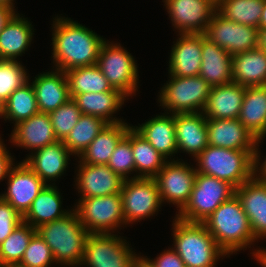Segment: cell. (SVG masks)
<instances>
[{
  "instance_id": "obj_6",
  "label": "cell",
  "mask_w": 266,
  "mask_h": 267,
  "mask_svg": "<svg viewBox=\"0 0 266 267\" xmlns=\"http://www.w3.org/2000/svg\"><path fill=\"white\" fill-rule=\"evenodd\" d=\"M168 81L158 92V103L164 113L181 114L202 112L208 100L211 86L202 77L168 76Z\"/></svg>"
},
{
  "instance_id": "obj_18",
  "label": "cell",
  "mask_w": 266,
  "mask_h": 267,
  "mask_svg": "<svg viewBox=\"0 0 266 267\" xmlns=\"http://www.w3.org/2000/svg\"><path fill=\"white\" fill-rule=\"evenodd\" d=\"M9 137L8 141L14 147L30 150L29 154L59 141L56 138L49 114L44 112H38L16 124Z\"/></svg>"
},
{
  "instance_id": "obj_17",
  "label": "cell",
  "mask_w": 266,
  "mask_h": 267,
  "mask_svg": "<svg viewBox=\"0 0 266 267\" xmlns=\"http://www.w3.org/2000/svg\"><path fill=\"white\" fill-rule=\"evenodd\" d=\"M71 156L74 155L64 145L63 141H57L28 154L22 161L46 185H56L55 181L57 182L64 173L66 174Z\"/></svg>"
},
{
  "instance_id": "obj_25",
  "label": "cell",
  "mask_w": 266,
  "mask_h": 267,
  "mask_svg": "<svg viewBox=\"0 0 266 267\" xmlns=\"http://www.w3.org/2000/svg\"><path fill=\"white\" fill-rule=\"evenodd\" d=\"M34 26L18 12L0 32V60H16L23 56L34 40Z\"/></svg>"
},
{
  "instance_id": "obj_41",
  "label": "cell",
  "mask_w": 266,
  "mask_h": 267,
  "mask_svg": "<svg viewBox=\"0 0 266 267\" xmlns=\"http://www.w3.org/2000/svg\"><path fill=\"white\" fill-rule=\"evenodd\" d=\"M81 115V110L72 98L49 113L56 138L59 141H63L68 136Z\"/></svg>"
},
{
  "instance_id": "obj_2",
  "label": "cell",
  "mask_w": 266,
  "mask_h": 267,
  "mask_svg": "<svg viewBox=\"0 0 266 267\" xmlns=\"http://www.w3.org/2000/svg\"><path fill=\"white\" fill-rule=\"evenodd\" d=\"M203 223L218 246L229 257L252 248L257 242L248 216L236 195L223 202Z\"/></svg>"
},
{
  "instance_id": "obj_48",
  "label": "cell",
  "mask_w": 266,
  "mask_h": 267,
  "mask_svg": "<svg viewBox=\"0 0 266 267\" xmlns=\"http://www.w3.org/2000/svg\"><path fill=\"white\" fill-rule=\"evenodd\" d=\"M251 251H253L250 253V254H252L251 256H253L252 259L254 258L255 260H257V262L262 267H266V248H263V247L259 248L258 247L257 249L254 248V250L252 248Z\"/></svg>"
},
{
  "instance_id": "obj_10",
  "label": "cell",
  "mask_w": 266,
  "mask_h": 267,
  "mask_svg": "<svg viewBox=\"0 0 266 267\" xmlns=\"http://www.w3.org/2000/svg\"><path fill=\"white\" fill-rule=\"evenodd\" d=\"M73 209L88 233L120 234L119 229L127 227L121 194L78 199Z\"/></svg>"
},
{
  "instance_id": "obj_13",
  "label": "cell",
  "mask_w": 266,
  "mask_h": 267,
  "mask_svg": "<svg viewBox=\"0 0 266 267\" xmlns=\"http://www.w3.org/2000/svg\"><path fill=\"white\" fill-rule=\"evenodd\" d=\"M205 37L231 56L259 47V29L227 20L217 11L204 32Z\"/></svg>"
},
{
  "instance_id": "obj_20",
  "label": "cell",
  "mask_w": 266,
  "mask_h": 267,
  "mask_svg": "<svg viewBox=\"0 0 266 267\" xmlns=\"http://www.w3.org/2000/svg\"><path fill=\"white\" fill-rule=\"evenodd\" d=\"M174 123L178 153L194 160L208 146L207 118L203 112L174 114Z\"/></svg>"
},
{
  "instance_id": "obj_44",
  "label": "cell",
  "mask_w": 266,
  "mask_h": 267,
  "mask_svg": "<svg viewBox=\"0 0 266 267\" xmlns=\"http://www.w3.org/2000/svg\"><path fill=\"white\" fill-rule=\"evenodd\" d=\"M140 267H186L183 260L170 246L158 254L156 258H148L142 255L140 258Z\"/></svg>"
},
{
  "instance_id": "obj_12",
  "label": "cell",
  "mask_w": 266,
  "mask_h": 267,
  "mask_svg": "<svg viewBox=\"0 0 266 267\" xmlns=\"http://www.w3.org/2000/svg\"><path fill=\"white\" fill-rule=\"evenodd\" d=\"M183 160L167 161L154 177L162 204L167 202L176 206V214L188 203L197 175L195 166Z\"/></svg>"
},
{
  "instance_id": "obj_11",
  "label": "cell",
  "mask_w": 266,
  "mask_h": 267,
  "mask_svg": "<svg viewBox=\"0 0 266 267\" xmlns=\"http://www.w3.org/2000/svg\"><path fill=\"white\" fill-rule=\"evenodd\" d=\"M120 194L127 226L157 216L163 206L154 178L124 180Z\"/></svg>"
},
{
  "instance_id": "obj_7",
  "label": "cell",
  "mask_w": 266,
  "mask_h": 267,
  "mask_svg": "<svg viewBox=\"0 0 266 267\" xmlns=\"http://www.w3.org/2000/svg\"><path fill=\"white\" fill-rule=\"evenodd\" d=\"M126 239L117 233H89L80 267H140L141 255Z\"/></svg>"
},
{
  "instance_id": "obj_38",
  "label": "cell",
  "mask_w": 266,
  "mask_h": 267,
  "mask_svg": "<svg viewBox=\"0 0 266 267\" xmlns=\"http://www.w3.org/2000/svg\"><path fill=\"white\" fill-rule=\"evenodd\" d=\"M35 234L36 229L30 224L24 221L19 223L13 232L0 243V267L17 266Z\"/></svg>"
},
{
  "instance_id": "obj_22",
  "label": "cell",
  "mask_w": 266,
  "mask_h": 267,
  "mask_svg": "<svg viewBox=\"0 0 266 267\" xmlns=\"http://www.w3.org/2000/svg\"><path fill=\"white\" fill-rule=\"evenodd\" d=\"M39 112L49 114L71 99L65 72L51 69L32 80Z\"/></svg>"
},
{
  "instance_id": "obj_5",
  "label": "cell",
  "mask_w": 266,
  "mask_h": 267,
  "mask_svg": "<svg viewBox=\"0 0 266 267\" xmlns=\"http://www.w3.org/2000/svg\"><path fill=\"white\" fill-rule=\"evenodd\" d=\"M254 151L208 145L195 159L197 173L228 182L235 189L254 176Z\"/></svg>"
},
{
  "instance_id": "obj_43",
  "label": "cell",
  "mask_w": 266,
  "mask_h": 267,
  "mask_svg": "<svg viewBox=\"0 0 266 267\" xmlns=\"http://www.w3.org/2000/svg\"><path fill=\"white\" fill-rule=\"evenodd\" d=\"M22 222L21 215L0 197V243Z\"/></svg>"
},
{
  "instance_id": "obj_37",
  "label": "cell",
  "mask_w": 266,
  "mask_h": 267,
  "mask_svg": "<svg viewBox=\"0 0 266 267\" xmlns=\"http://www.w3.org/2000/svg\"><path fill=\"white\" fill-rule=\"evenodd\" d=\"M107 122L101 118L82 114L78 123L63 140L64 145L77 158L107 126Z\"/></svg>"
},
{
  "instance_id": "obj_42",
  "label": "cell",
  "mask_w": 266,
  "mask_h": 267,
  "mask_svg": "<svg viewBox=\"0 0 266 267\" xmlns=\"http://www.w3.org/2000/svg\"><path fill=\"white\" fill-rule=\"evenodd\" d=\"M53 265V266H52ZM50 247L36 233L29 242L18 267H55Z\"/></svg>"
},
{
  "instance_id": "obj_8",
  "label": "cell",
  "mask_w": 266,
  "mask_h": 267,
  "mask_svg": "<svg viewBox=\"0 0 266 267\" xmlns=\"http://www.w3.org/2000/svg\"><path fill=\"white\" fill-rule=\"evenodd\" d=\"M135 57L121 43L105 40L101 45L97 66L113 89L128 99L139 92V70Z\"/></svg>"
},
{
  "instance_id": "obj_45",
  "label": "cell",
  "mask_w": 266,
  "mask_h": 267,
  "mask_svg": "<svg viewBox=\"0 0 266 267\" xmlns=\"http://www.w3.org/2000/svg\"><path fill=\"white\" fill-rule=\"evenodd\" d=\"M6 146L0 134V182L6 181L10 168L15 164V158H13L14 156L11 155Z\"/></svg>"
},
{
  "instance_id": "obj_31",
  "label": "cell",
  "mask_w": 266,
  "mask_h": 267,
  "mask_svg": "<svg viewBox=\"0 0 266 267\" xmlns=\"http://www.w3.org/2000/svg\"><path fill=\"white\" fill-rule=\"evenodd\" d=\"M131 125L125 121L107 124L78 157L79 161L91 165H107L118 142L126 135Z\"/></svg>"
},
{
  "instance_id": "obj_26",
  "label": "cell",
  "mask_w": 266,
  "mask_h": 267,
  "mask_svg": "<svg viewBox=\"0 0 266 267\" xmlns=\"http://www.w3.org/2000/svg\"><path fill=\"white\" fill-rule=\"evenodd\" d=\"M201 68L199 76L211 86L232 83V56L201 34Z\"/></svg>"
},
{
  "instance_id": "obj_14",
  "label": "cell",
  "mask_w": 266,
  "mask_h": 267,
  "mask_svg": "<svg viewBox=\"0 0 266 267\" xmlns=\"http://www.w3.org/2000/svg\"><path fill=\"white\" fill-rule=\"evenodd\" d=\"M178 34H204L216 12L214 0H162Z\"/></svg>"
},
{
  "instance_id": "obj_30",
  "label": "cell",
  "mask_w": 266,
  "mask_h": 267,
  "mask_svg": "<svg viewBox=\"0 0 266 267\" xmlns=\"http://www.w3.org/2000/svg\"><path fill=\"white\" fill-rule=\"evenodd\" d=\"M232 82L243 87L266 85V51L261 47L232 56Z\"/></svg>"
},
{
  "instance_id": "obj_33",
  "label": "cell",
  "mask_w": 266,
  "mask_h": 267,
  "mask_svg": "<svg viewBox=\"0 0 266 267\" xmlns=\"http://www.w3.org/2000/svg\"><path fill=\"white\" fill-rule=\"evenodd\" d=\"M131 148L135 163V178H154L168 161L132 125Z\"/></svg>"
},
{
  "instance_id": "obj_3",
  "label": "cell",
  "mask_w": 266,
  "mask_h": 267,
  "mask_svg": "<svg viewBox=\"0 0 266 267\" xmlns=\"http://www.w3.org/2000/svg\"><path fill=\"white\" fill-rule=\"evenodd\" d=\"M36 233L50 247L56 266L80 267L89 233L74 209L59 220L39 226Z\"/></svg>"
},
{
  "instance_id": "obj_35",
  "label": "cell",
  "mask_w": 266,
  "mask_h": 267,
  "mask_svg": "<svg viewBox=\"0 0 266 267\" xmlns=\"http://www.w3.org/2000/svg\"><path fill=\"white\" fill-rule=\"evenodd\" d=\"M65 74L71 98L81 93L116 91L96 64L73 68Z\"/></svg>"
},
{
  "instance_id": "obj_19",
  "label": "cell",
  "mask_w": 266,
  "mask_h": 267,
  "mask_svg": "<svg viewBox=\"0 0 266 267\" xmlns=\"http://www.w3.org/2000/svg\"><path fill=\"white\" fill-rule=\"evenodd\" d=\"M235 195L248 216L257 243L266 239V182L253 176L235 189Z\"/></svg>"
},
{
  "instance_id": "obj_51",
  "label": "cell",
  "mask_w": 266,
  "mask_h": 267,
  "mask_svg": "<svg viewBox=\"0 0 266 267\" xmlns=\"http://www.w3.org/2000/svg\"><path fill=\"white\" fill-rule=\"evenodd\" d=\"M15 1L14 0H0V4L1 5H4V6H7L11 9H13L15 12H17V10L15 9Z\"/></svg>"
},
{
  "instance_id": "obj_24",
  "label": "cell",
  "mask_w": 266,
  "mask_h": 267,
  "mask_svg": "<svg viewBox=\"0 0 266 267\" xmlns=\"http://www.w3.org/2000/svg\"><path fill=\"white\" fill-rule=\"evenodd\" d=\"M208 145L232 150H255L256 138L239 119H207Z\"/></svg>"
},
{
  "instance_id": "obj_16",
  "label": "cell",
  "mask_w": 266,
  "mask_h": 267,
  "mask_svg": "<svg viewBox=\"0 0 266 267\" xmlns=\"http://www.w3.org/2000/svg\"><path fill=\"white\" fill-rule=\"evenodd\" d=\"M74 182L79 199L120 194L124 180L107 165L81 163L78 158Z\"/></svg>"
},
{
  "instance_id": "obj_39",
  "label": "cell",
  "mask_w": 266,
  "mask_h": 267,
  "mask_svg": "<svg viewBox=\"0 0 266 267\" xmlns=\"http://www.w3.org/2000/svg\"><path fill=\"white\" fill-rule=\"evenodd\" d=\"M20 62L19 60H0V105L30 78L26 71L28 69Z\"/></svg>"
},
{
  "instance_id": "obj_15",
  "label": "cell",
  "mask_w": 266,
  "mask_h": 267,
  "mask_svg": "<svg viewBox=\"0 0 266 267\" xmlns=\"http://www.w3.org/2000/svg\"><path fill=\"white\" fill-rule=\"evenodd\" d=\"M6 180L7 190L0 197L23 217L46 184L23 161L10 168Z\"/></svg>"
},
{
  "instance_id": "obj_40",
  "label": "cell",
  "mask_w": 266,
  "mask_h": 267,
  "mask_svg": "<svg viewBox=\"0 0 266 267\" xmlns=\"http://www.w3.org/2000/svg\"><path fill=\"white\" fill-rule=\"evenodd\" d=\"M107 166L123 180L136 179L133 176L135 163L131 148V126L128 128L126 135L118 142ZM131 174L133 177H130Z\"/></svg>"
},
{
  "instance_id": "obj_23",
  "label": "cell",
  "mask_w": 266,
  "mask_h": 267,
  "mask_svg": "<svg viewBox=\"0 0 266 267\" xmlns=\"http://www.w3.org/2000/svg\"><path fill=\"white\" fill-rule=\"evenodd\" d=\"M132 127L144 137L151 146L165 159L175 160L178 149L176 145V132L174 114L160 113L145 120L144 123ZM173 158V159H172Z\"/></svg>"
},
{
  "instance_id": "obj_36",
  "label": "cell",
  "mask_w": 266,
  "mask_h": 267,
  "mask_svg": "<svg viewBox=\"0 0 266 267\" xmlns=\"http://www.w3.org/2000/svg\"><path fill=\"white\" fill-rule=\"evenodd\" d=\"M264 0H218L216 11L224 18L259 29Z\"/></svg>"
},
{
  "instance_id": "obj_32",
  "label": "cell",
  "mask_w": 266,
  "mask_h": 267,
  "mask_svg": "<svg viewBox=\"0 0 266 267\" xmlns=\"http://www.w3.org/2000/svg\"><path fill=\"white\" fill-rule=\"evenodd\" d=\"M238 119L256 139L266 137V85L245 87Z\"/></svg>"
},
{
  "instance_id": "obj_50",
  "label": "cell",
  "mask_w": 266,
  "mask_h": 267,
  "mask_svg": "<svg viewBox=\"0 0 266 267\" xmlns=\"http://www.w3.org/2000/svg\"><path fill=\"white\" fill-rule=\"evenodd\" d=\"M259 29H266V0H264L263 4V12L259 23Z\"/></svg>"
},
{
  "instance_id": "obj_1",
  "label": "cell",
  "mask_w": 266,
  "mask_h": 267,
  "mask_svg": "<svg viewBox=\"0 0 266 267\" xmlns=\"http://www.w3.org/2000/svg\"><path fill=\"white\" fill-rule=\"evenodd\" d=\"M52 69L66 72L70 69L97 64L101 45L106 38L92 29L65 16L52 20Z\"/></svg>"
},
{
  "instance_id": "obj_29",
  "label": "cell",
  "mask_w": 266,
  "mask_h": 267,
  "mask_svg": "<svg viewBox=\"0 0 266 267\" xmlns=\"http://www.w3.org/2000/svg\"><path fill=\"white\" fill-rule=\"evenodd\" d=\"M63 196L56 185H46L33 200L31 207L22 217V221L34 229L41 225L59 220L69 214L71 209H63Z\"/></svg>"
},
{
  "instance_id": "obj_47",
  "label": "cell",
  "mask_w": 266,
  "mask_h": 267,
  "mask_svg": "<svg viewBox=\"0 0 266 267\" xmlns=\"http://www.w3.org/2000/svg\"><path fill=\"white\" fill-rule=\"evenodd\" d=\"M15 13L13 9L0 4V32Z\"/></svg>"
},
{
  "instance_id": "obj_4",
  "label": "cell",
  "mask_w": 266,
  "mask_h": 267,
  "mask_svg": "<svg viewBox=\"0 0 266 267\" xmlns=\"http://www.w3.org/2000/svg\"><path fill=\"white\" fill-rule=\"evenodd\" d=\"M172 222V248L186 267H216L220 258H229L215 242L204 223L184 221L177 216Z\"/></svg>"
},
{
  "instance_id": "obj_34",
  "label": "cell",
  "mask_w": 266,
  "mask_h": 267,
  "mask_svg": "<svg viewBox=\"0 0 266 267\" xmlns=\"http://www.w3.org/2000/svg\"><path fill=\"white\" fill-rule=\"evenodd\" d=\"M38 112L35 91L29 79L21 87L16 89L1 105L0 119L3 118L5 121H11L10 123H13L15 126Z\"/></svg>"
},
{
  "instance_id": "obj_9",
  "label": "cell",
  "mask_w": 266,
  "mask_h": 267,
  "mask_svg": "<svg viewBox=\"0 0 266 267\" xmlns=\"http://www.w3.org/2000/svg\"><path fill=\"white\" fill-rule=\"evenodd\" d=\"M233 195L235 188L228 182L197 173L188 203L175 216L184 221L203 223Z\"/></svg>"
},
{
  "instance_id": "obj_21",
  "label": "cell",
  "mask_w": 266,
  "mask_h": 267,
  "mask_svg": "<svg viewBox=\"0 0 266 267\" xmlns=\"http://www.w3.org/2000/svg\"><path fill=\"white\" fill-rule=\"evenodd\" d=\"M171 46L168 75L198 76L201 68V34H178Z\"/></svg>"
},
{
  "instance_id": "obj_27",
  "label": "cell",
  "mask_w": 266,
  "mask_h": 267,
  "mask_svg": "<svg viewBox=\"0 0 266 267\" xmlns=\"http://www.w3.org/2000/svg\"><path fill=\"white\" fill-rule=\"evenodd\" d=\"M72 99L82 114L101 118L108 124L125 121L124 119L115 117L126 100H128L119 90L81 93L75 95Z\"/></svg>"
},
{
  "instance_id": "obj_49",
  "label": "cell",
  "mask_w": 266,
  "mask_h": 267,
  "mask_svg": "<svg viewBox=\"0 0 266 267\" xmlns=\"http://www.w3.org/2000/svg\"><path fill=\"white\" fill-rule=\"evenodd\" d=\"M259 47L266 51V29H259Z\"/></svg>"
},
{
  "instance_id": "obj_28",
  "label": "cell",
  "mask_w": 266,
  "mask_h": 267,
  "mask_svg": "<svg viewBox=\"0 0 266 267\" xmlns=\"http://www.w3.org/2000/svg\"><path fill=\"white\" fill-rule=\"evenodd\" d=\"M245 87L237 83L211 88L203 114L207 119H238Z\"/></svg>"
},
{
  "instance_id": "obj_46",
  "label": "cell",
  "mask_w": 266,
  "mask_h": 267,
  "mask_svg": "<svg viewBox=\"0 0 266 267\" xmlns=\"http://www.w3.org/2000/svg\"><path fill=\"white\" fill-rule=\"evenodd\" d=\"M265 137L257 139L255 144V151H254V177L261 181L266 182V156H261V150H259L261 143L264 141ZM264 158L262 162V158ZM262 163V164H261Z\"/></svg>"
}]
</instances>
